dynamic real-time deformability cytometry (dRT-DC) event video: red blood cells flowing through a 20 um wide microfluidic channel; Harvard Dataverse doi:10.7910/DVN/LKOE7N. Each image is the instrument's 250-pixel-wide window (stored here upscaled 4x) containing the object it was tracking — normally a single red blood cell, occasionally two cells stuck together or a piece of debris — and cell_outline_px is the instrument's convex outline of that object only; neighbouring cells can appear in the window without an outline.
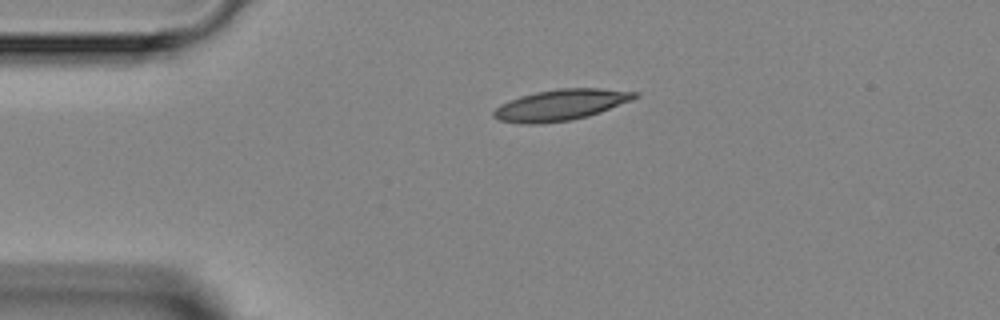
{"species": "Egyptian fruit bat (a non-hibernating species)", "species_latin": "Rousettus aegyptiacus", "temperature_condition": "room temperature", "stored_images_in_passage": 2, "camera_frame_rate_fps": 3000, "um_per_image_px": 0.085, "animal": {"sex": "female"}, "frame": {"image": 1, "passage_image": 1, "time_ms": 0.0, "image_size_px": [1000, 320], "cell_outline_px": [[640, 96], [632, 100], [600, 112], [588, 116], [572, 120], [540, 124], [520, 124], [500, 120], [492, 116], [492, 112], [500, 104], [520, 96], [536, 92], [556, 88], [600, 88], [640, 92]], "centroid_in_image_um": [47.67, 8.92], "position_along_channel_um": 37.3, "area_um2": 25.72}}
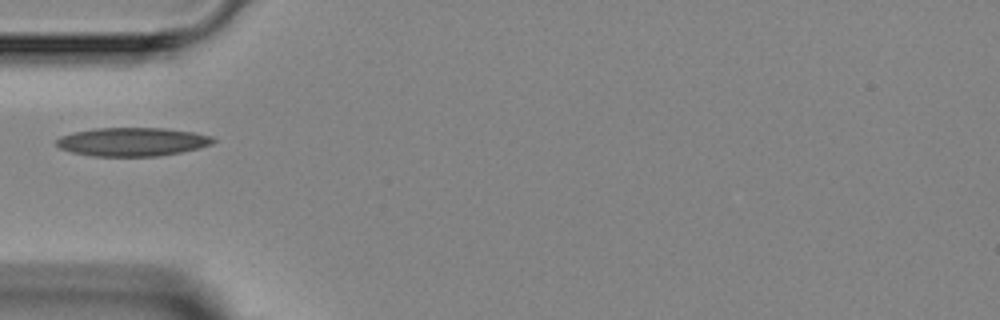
{"frame": {"image": 2, "passage_image": 2, "time_ms": 1.667, "image_size_px": [1000, 320], "cell_outline_px": [[216, 140], [212, 144], [180, 152], [156, 156], [92, 156], [72, 152], [60, 148], [56, 144], [56, 140], [60, 136], [72, 132], [96, 128], [164, 128], [196, 132], [212, 136]], "centroid_in_image_um": [11.24, 12.04], "position_along_channel_um": 73.8, "area_um2": 26.07}}